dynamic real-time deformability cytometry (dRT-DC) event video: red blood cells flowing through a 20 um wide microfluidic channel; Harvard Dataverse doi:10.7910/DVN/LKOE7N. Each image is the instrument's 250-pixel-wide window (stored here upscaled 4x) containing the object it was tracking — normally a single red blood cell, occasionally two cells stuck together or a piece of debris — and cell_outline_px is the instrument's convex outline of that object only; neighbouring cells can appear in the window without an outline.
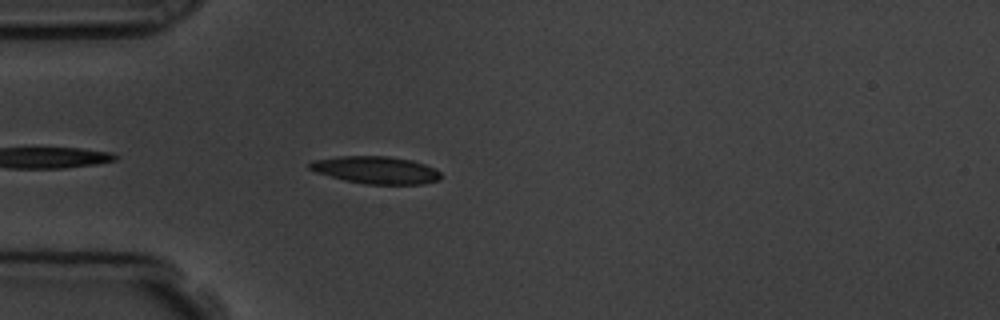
{"species": "common noctule bat (a hibernating species)", "species_latin": "Nyctalus noctula", "temperature_condition": "room temperature", "stored_images_in_passage": 14, "camera_frame_rate_fps": 3000, "um_per_image_px": 0.085, "animal": {"sex": "male", "body_mass_g": 19.5, "forearm_length_mm": 54.6}, "frame": {"image": 1, "passage_image": 3, "time_ms": 0.667, "image_size_px": [1000, 320], "cell_outline_px": [[440, 180], [424, 184], [364, 184], [344, 180], [316, 172], [308, 168], [308, 164], [312, 160], [340, 156], [388, 156], [412, 160], [424, 164], [440, 172]], "centroid_in_image_um": [31.93, 14.45], "position_along_channel_um": 53.1, "area_um2": 20.92}}
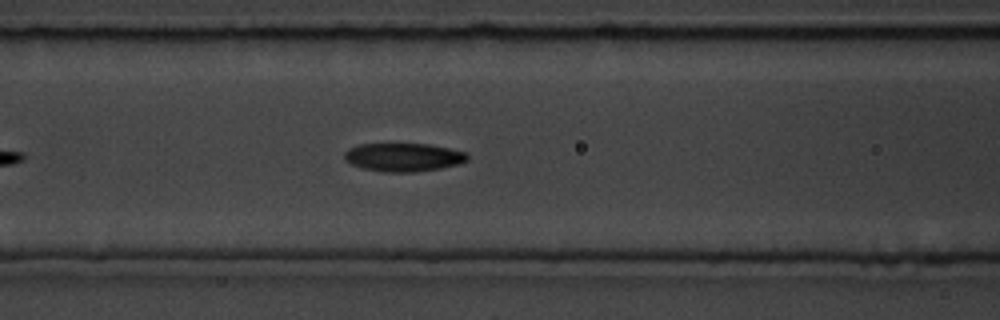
{"frame": {"image": 2, "passage_image": 10, "time_ms": 3.0, "image_size_px": [1000, 320], "cell_outline_px": [[468, 160], [456, 164], [440, 168], [416, 172], [384, 172], [364, 168], [352, 164], [344, 160], [344, 152], [348, 148], [360, 144], [428, 144], [448, 148], [464, 152], [468, 156]], "centroid_in_image_um": [34.25, 13.36], "position_along_channel_um": 132.3, "area_um2": 20.17}}